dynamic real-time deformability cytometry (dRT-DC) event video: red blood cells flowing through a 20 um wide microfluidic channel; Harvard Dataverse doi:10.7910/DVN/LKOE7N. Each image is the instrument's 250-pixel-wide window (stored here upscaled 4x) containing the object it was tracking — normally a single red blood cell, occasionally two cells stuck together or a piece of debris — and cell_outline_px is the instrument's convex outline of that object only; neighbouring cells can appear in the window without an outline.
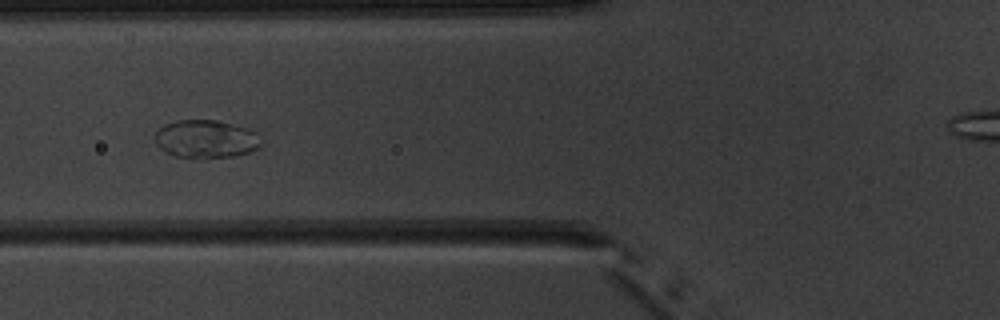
{"species": "common noctule bat (a hibernating species)", "species_latin": "Nyctalus noctula", "temperature_condition": "warm", "stored_images_in_passage": 6, "camera_frame_rate_fps": 3000, "um_per_image_px": 0.085, "animal": {"sex": "male", "body_mass_g": 20.1, "forearm_length_mm": 53.5}, "frame": {"image": 1, "passage_image": 6, "time_ms": 6.0, "image_size_px": [1000, 320], "cell_outline_px": [[264, 144], [260, 148], [236, 156], [192, 160], [176, 156], [160, 148], [156, 144], [152, 136], [164, 124], [180, 120], [216, 120], [248, 128], [260, 132]], "centroid_in_image_um": [17.56, 11.84], "position_along_channel_um": 108.2, "area_um2": 24.39}}